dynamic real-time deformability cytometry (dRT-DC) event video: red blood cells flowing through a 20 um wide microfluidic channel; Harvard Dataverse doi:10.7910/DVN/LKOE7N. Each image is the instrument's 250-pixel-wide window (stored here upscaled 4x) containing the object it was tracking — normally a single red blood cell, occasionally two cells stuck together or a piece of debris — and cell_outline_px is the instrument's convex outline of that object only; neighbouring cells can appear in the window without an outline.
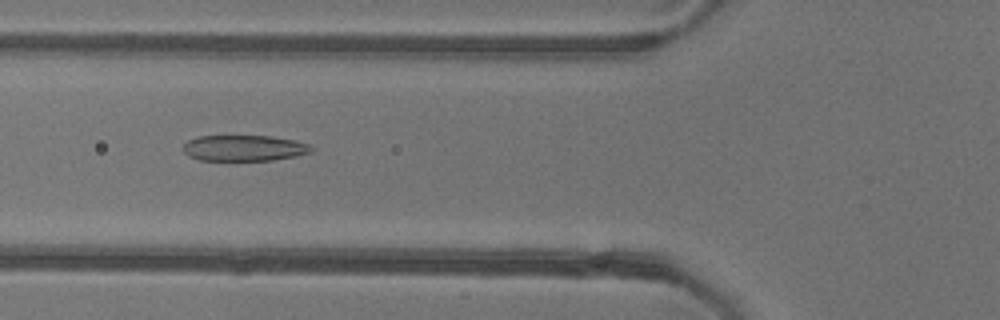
{"species": "common noctule bat (a hibernating species)", "species_latin": "Nyctalus noctula", "temperature_condition": "warm", "stored_images_in_passage": 52, "camera_frame_rate_fps": 3000, "um_per_image_px": 0.085, "animal": {"sex": "female"}, "frame": {"image": 1, "passage_image": 19, "time_ms": 6.0, "image_size_px": [1000, 320], "cell_outline_px": [[316, 148], [312, 152], [296, 156], [272, 160], [200, 160], [188, 156], [184, 152], [184, 144], [188, 140], [196, 136], [272, 136], [296, 140], [308, 144]], "centroid_in_image_um": [20.78, 12.58], "position_along_channel_um": 105.0, "area_um2": 19.48}}
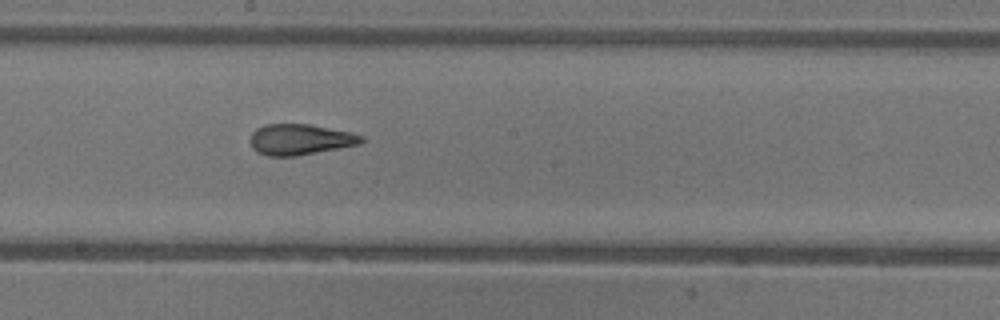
{"frame": {"image": 2, "passage_image": 28, "time_ms": 9.0, "image_size_px": [1000, 320], "cell_outline_px": [[364, 140], [360, 144], [340, 148], [296, 156], [268, 156], [256, 152], [252, 148], [248, 140], [252, 132], [256, 128], [268, 124], [308, 124], [352, 132], [364, 136]], "centroid_in_image_um": [25.49, 11.86], "position_along_channel_um": 222.7, "area_um2": 20.17}}
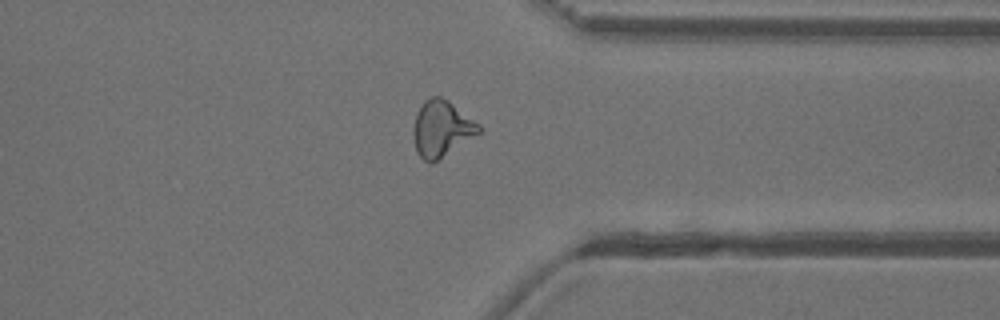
{"frame": {"image": 3, "passage_image": 40, "time_ms": 13.0, "image_size_px": [1000, 320], "cell_outline_px": [[480, 132], [432, 164], [424, 160], [416, 152], [412, 136], [412, 128], [416, 112], [424, 100], [432, 96], [440, 96], [448, 100], [480, 124]], "centroid_in_image_um": [37.48, 10.93], "position_along_channel_um": 373.9, "area_um2": 21.5}, "authors_computed_cell_mechanics": {"area_um2": 21.5883, "velocity_mm_per_s": 3.8969, "shape_relaxation_time_tau1_ms": null, "shape_relaxation_time_tau2_ms": 1.686, "deformation_change_tau1": null, "deformation_change_tau2": 0.0942}}